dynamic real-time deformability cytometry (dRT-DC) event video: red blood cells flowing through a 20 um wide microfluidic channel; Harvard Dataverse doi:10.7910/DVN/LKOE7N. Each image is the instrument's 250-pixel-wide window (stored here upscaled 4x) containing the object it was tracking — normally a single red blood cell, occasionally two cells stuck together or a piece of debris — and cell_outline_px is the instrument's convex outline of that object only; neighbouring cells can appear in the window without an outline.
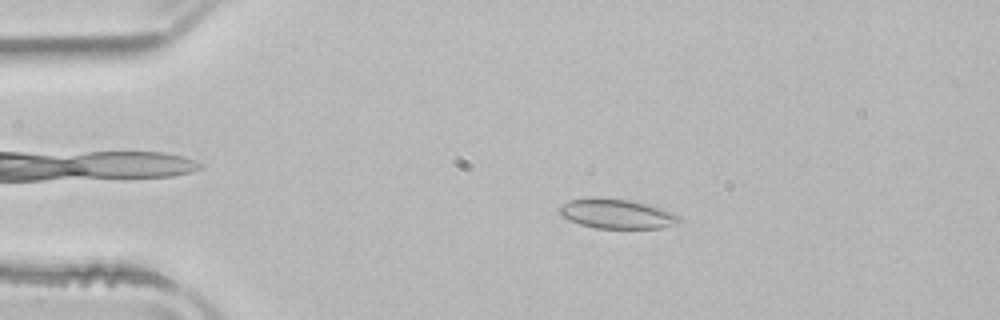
{"species": "common noctule bat (a hibernating species)", "species_latin": "Nyctalus noctula", "temperature_condition": "room temperature", "stored_images_in_passage": 50, "camera_frame_rate_fps": 3000, "um_per_image_px": 0.085, "animal": {"sex": "male", "body_mass_g": 21.5, "forearm_length_mm": 52.0}, "frame": {"image": 1, "passage_image": 9, "time_ms": 2.667, "image_size_px": [1000, 320], "cell_outline_px": [[684, 220], [676, 224], [660, 228], [596, 228], [580, 224], [560, 216], [560, 208], [564, 204], [572, 200], [628, 200], [660, 208], [672, 212], [680, 216]], "centroid_in_image_um": [52.51, 18.23], "position_along_channel_um": 32.5, "area_um2": 19.71}}
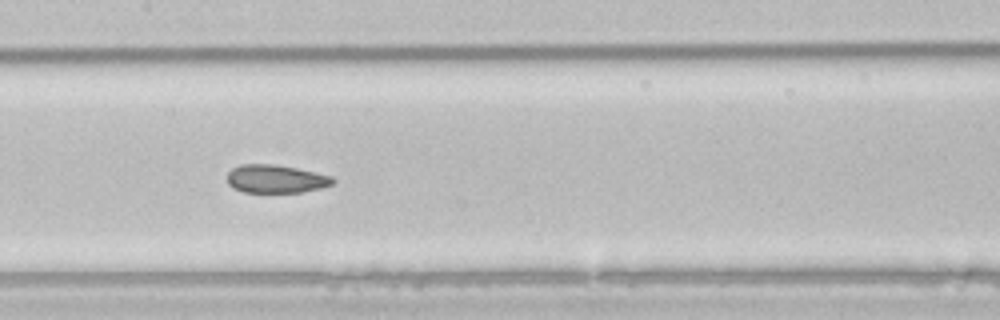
{"frame": {"image": 2, "passage_image": 24, "time_ms": 7.667, "image_size_px": [1000, 320], "cell_outline_px": [[336, 180], [332, 184], [320, 188], [304, 192], [244, 192], [232, 188], [228, 184], [228, 172], [232, 168], [240, 164], [272, 164], [296, 168], [332, 176]], "centroid_in_image_um": [23.43, 15.21], "position_along_channel_um": 184.0, "area_um2": 17.34}}
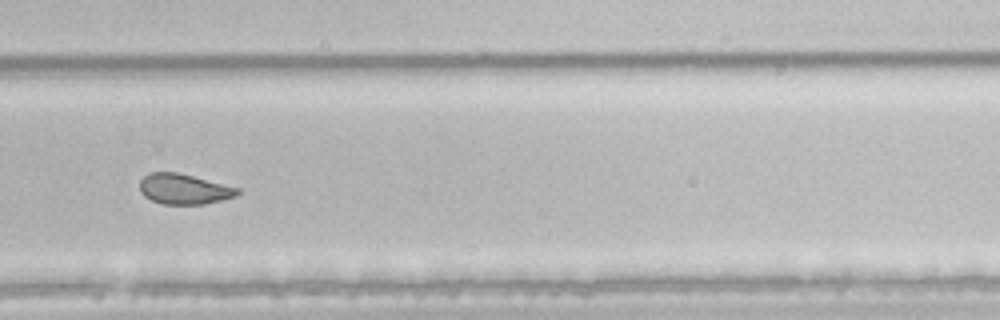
{"frame": {"image": 3, "passage_image": 34, "time_ms": 11.0, "image_size_px": [1000, 320], "cell_outline_px": [[240, 192], [236, 196], [224, 200], [204, 204], [164, 204], [152, 200], [144, 196], [140, 192], [140, 180], [148, 172], [176, 172], [240, 188]], "centroid_in_image_um": [15.64, 16.07], "position_along_channel_um": 314.2, "area_um2": 17.28}, "authors_computed_cell_mechanics": {"area_um2": 19.6809, "velocity_mm_per_s": 3.9235, "shape_relaxation_time_tau1_ms": 6.5212, "shape_relaxation_time_tau2_ms": 2.0991, "deformation_change_tau1": 0.1338, "deformation_change_tau2": 0.0464}}